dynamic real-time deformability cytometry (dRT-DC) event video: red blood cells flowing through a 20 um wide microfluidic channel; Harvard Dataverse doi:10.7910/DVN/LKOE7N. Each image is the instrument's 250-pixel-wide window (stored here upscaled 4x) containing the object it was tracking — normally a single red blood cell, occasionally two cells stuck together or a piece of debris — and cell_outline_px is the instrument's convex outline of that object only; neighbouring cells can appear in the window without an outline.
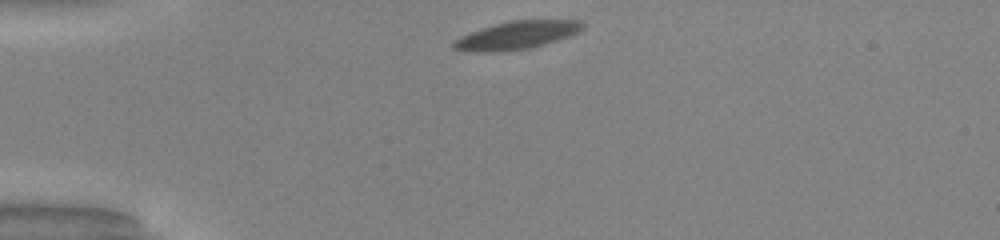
{"species": "common noctule bat (a hibernating species)", "species_latin": "Nyctalus noctula", "temperature_condition": "warm", "stored_images_in_passage": 32, "camera_frame_rate_fps": 3000, "um_per_image_px": 0.085, "animal": {"sex": "male", "body_mass_g": 20.0, "forearm_length_mm": 53.3}, "frame": {"image": 1, "passage_image": 1, "time_ms": 0.0, "image_size_px": [1000, 240], "cell_outline_px": [[584, 28], [568, 36], [544, 44], [528, 48], [452, 48], [452, 44], [456, 40], [472, 32], [496, 24], [512, 20], [584, 20]], "centroid_in_image_um": [44.15, 2.9], "position_along_channel_um": 40.9, "area_um2": 19.13}}
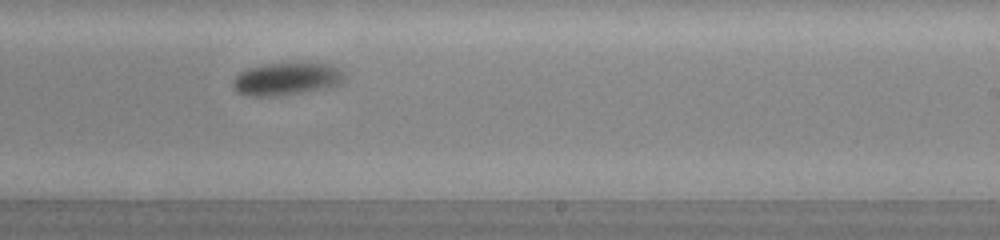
{"frame": {"image": 2, "passage_image": 21, "time_ms": 6.667, "image_size_px": [1000, 240], "cell_outline_px": [[340, 80], [336, 84], [320, 88], [300, 92], [276, 96], [244, 96], [236, 92], [232, 88], [232, 84], [236, 76], [240, 72], [248, 68], [268, 64], [328, 64], [336, 68], [340, 72]], "centroid_in_image_um": [24.17, 6.73], "position_along_channel_um": 264.8, "area_um2": 20.23}}
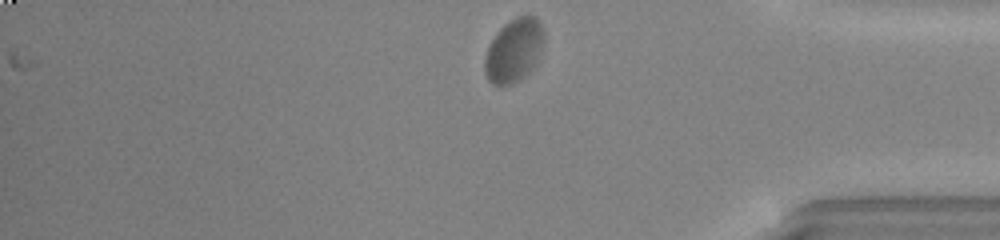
{"frame": {"image": 3, "passage_image": 32, "time_ms": 10.333, "image_size_px": [1000, 240], "cell_outline_px": [[544, 40], [540, 56], [536, 64], [520, 80], [512, 84], [492, 84], [488, 80], [484, 72], [484, 60], [488, 48], [496, 32], [504, 24], [516, 16], [536, 16], [540, 20], [544, 32]], "centroid_in_image_um": [43.71, 4.27], "position_along_channel_um": 391.5, "area_um2": 22.08}, "authors_computed_cell_mechanics": {"area_um2": 21.675, "velocity_mm_per_s": 3.9391, "shape_relaxation_time_tau1_ms": 2.4735, "shape_relaxation_time_tau2_ms": null, "deformation_change_tau1": 0.142, "deformation_change_tau2": null}}